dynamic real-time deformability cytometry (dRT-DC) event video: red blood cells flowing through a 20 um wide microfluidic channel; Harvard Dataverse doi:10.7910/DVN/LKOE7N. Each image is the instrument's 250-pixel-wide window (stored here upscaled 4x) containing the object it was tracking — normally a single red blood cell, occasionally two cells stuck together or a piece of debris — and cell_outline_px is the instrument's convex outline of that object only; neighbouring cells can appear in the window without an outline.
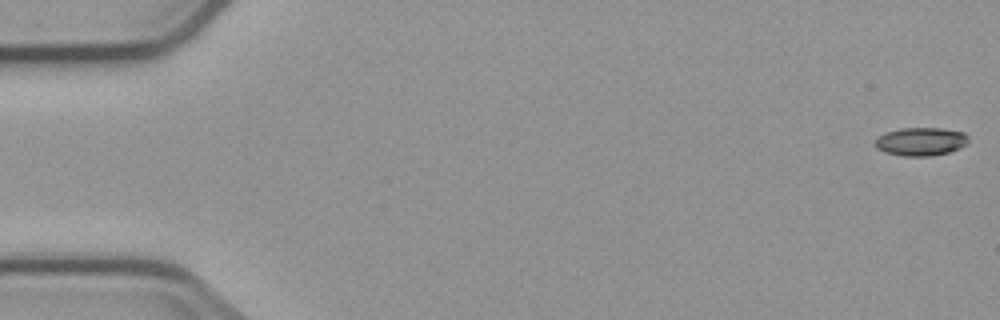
{"species": "common noctule bat (a hibernating species)", "species_latin": "Nyctalus noctula", "temperature_condition": "cold", "stored_images_in_passage": 6, "camera_frame_rate_fps": 3000, "um_per_image_px": 0.085, "animal": {"sex": "male", "body_mass_g": 23.1, "forearm_length_mm": 52.7}, "frame": {"image": 1, "passage_image": 1, "time_ms": 0.0, "image_size_px": [1000, 320], "cell_outline_px": [[968, 144], [960, 148], [948, 152], [932, 156], [904, 156], [884, 152], [876, 148], [872, 144], [880, 136], [888, 132], [900, 128], [940, 128], [964, 132], [968, 136]], "centroid_in_image_um": [78.28, 12.04], "position_along_channel_um": 6.7, "area_um2": 15.43}}